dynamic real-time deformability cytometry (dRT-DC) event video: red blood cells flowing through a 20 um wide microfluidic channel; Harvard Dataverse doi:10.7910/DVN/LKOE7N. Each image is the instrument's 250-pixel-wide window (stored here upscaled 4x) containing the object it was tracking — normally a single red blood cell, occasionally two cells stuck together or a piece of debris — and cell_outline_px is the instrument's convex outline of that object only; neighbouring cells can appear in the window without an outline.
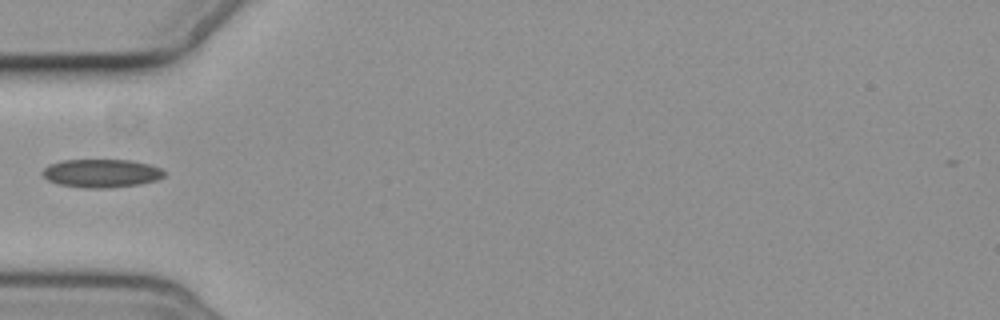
{"species": "common noctule bat (a hibernating species)", "species_latin": "Nyctalus noctula", "temperature_condition": "cold", "stored_images_in_passage": 4, "camera_frame_rate_fps": 3000, "um_per_image_px": 0.085, "animal": {"sex": "female", "body_mass_g": 19.3, "forearm_length_mm": 54.1}, "frame": {"image": 1, "passage_image": 4, "time_ms": 3.333, "image_size_px": [1000, 320], "cell_outline_px": [[164, 176], [156, 180], [140, 184], [112, 188], [84, 188], [60, 184], [48, 180], [40, 172], [48, 164], [64, 160], [132, 160], [148, 164], [160, 168], [164, 172]], "centroid_in_image_um": [8.6, 14.73], "position_along_channel_um": 76.4, "area_um2": 20.11}}